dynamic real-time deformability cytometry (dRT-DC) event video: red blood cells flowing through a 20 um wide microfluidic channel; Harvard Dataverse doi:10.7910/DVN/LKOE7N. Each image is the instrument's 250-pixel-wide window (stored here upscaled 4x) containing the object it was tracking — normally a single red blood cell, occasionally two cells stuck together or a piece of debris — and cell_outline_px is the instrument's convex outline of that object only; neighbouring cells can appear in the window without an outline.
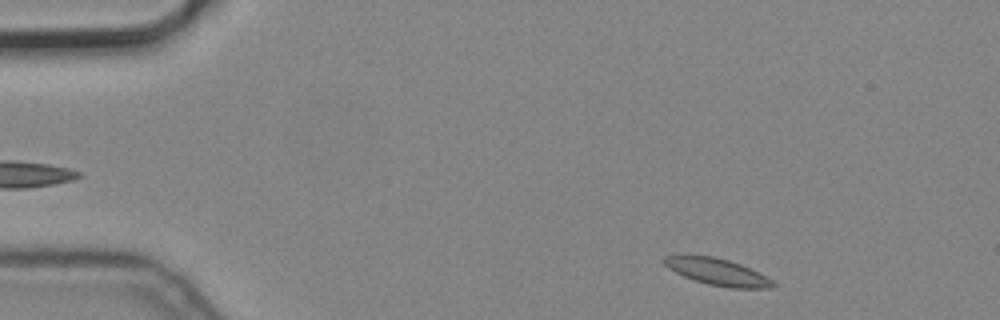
{"species": "common noctule bat (a hibernating species)", "species_latin": "Nyctalus noctula", "temperature_condition": "cold", "stored_images_in_passage": 6, "camera_frame_rate_fps": 3000, "um_per_image_px": 0.085, "animal": {"sex": "male", "body_mass_g": 19.2, "forearm_length_mm": 51.8}, "frame": {"image": 1, "passage_image": 6, "time_ms": 1.667, "image_size_px": [1000, 320], "cell_outline_px": [[776, 284], [772, 288], [728, 288], [708, 284], [684, 276], [668, 268], [664, 264], [664, 256], [712, 256], [728, 260], [740, 264], [772, 280]], "centroid_in_image_um": [60.99, 23.12], "position_along_channel_um": 24.0, "area_um2": 16.47}}